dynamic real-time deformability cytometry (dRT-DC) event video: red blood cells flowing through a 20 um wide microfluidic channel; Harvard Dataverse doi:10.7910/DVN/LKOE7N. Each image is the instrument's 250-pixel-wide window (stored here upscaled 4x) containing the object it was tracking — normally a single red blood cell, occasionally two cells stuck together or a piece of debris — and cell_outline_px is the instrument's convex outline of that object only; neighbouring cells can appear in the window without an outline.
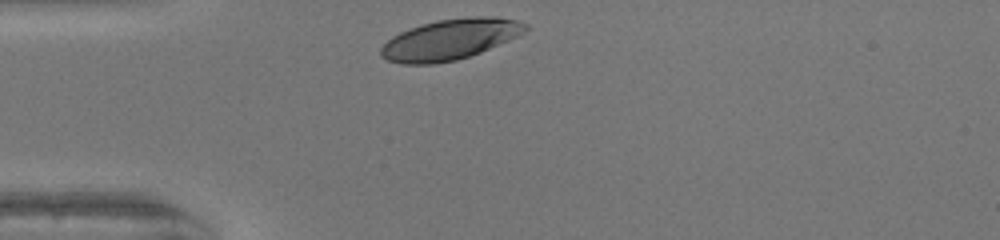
{"species": "human", "species_latin": "Homo sapiens", "temperature_condition": "warm", "stored_images_in_passage": 28, "camera_frame_rate_fps": 3000, "um_per_image_px": 0.085, "donor": {"sex": "female"}, "frame": {"image": 1, "passage_image": 1, "time_ms": 0.0, "image_size_px": [1000, 240], "cell_outline_px": [[528, 28], [524, 32], [516, 36], [480, 52], [456, 60], [436, 64], [400, 64], [388, 60], [380, 56], [380, 48], [392, 36], [400, 32], [436, 20], [472, 16], [496, 16], [516, 20], [528, 24]], "centroid_in_image_um": [38.23, 3.35], "position_along_channel_um": 46.8, "area_um2": 33.99}}
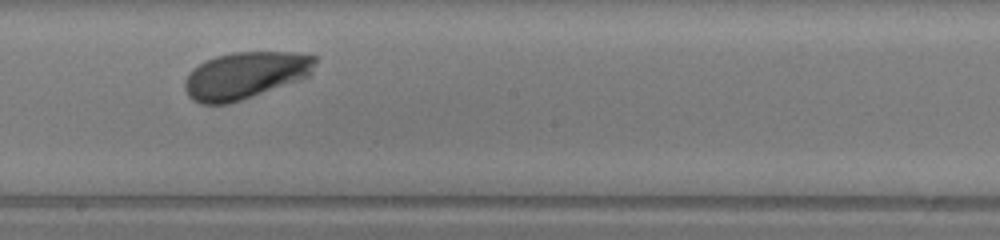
{"frame": {"image": 2, "passage_image": 16, "time_ms": 5.0, "image_size_px": [1000, 240], "cell_outline_px": [[316, 60], [312, 76], [228, 104], [200, 104], [192, 100], [188, 96], [184, 88], [184, 80], [188, 72], [192, 68], [204, 60], [216, 56], [232, 52], [292, 52], [316, 56]], "centroid_in_image_um": [20.83, 6.4], "position_along_channel_um": 227.4, "area_um2": 36.07}}
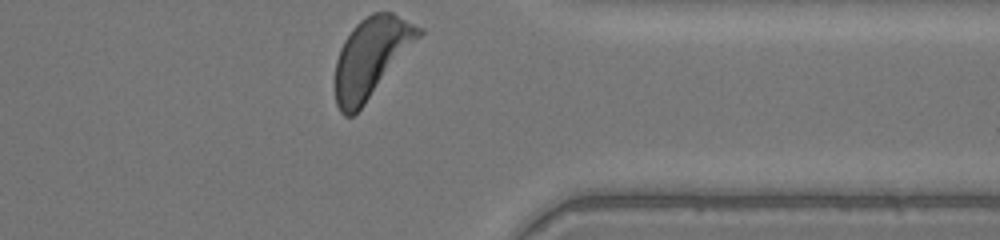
{"frame": {"image": 3, "passage_image": 28, "time_ms": 9.0, "image_size_px": [1000, 240], "cell_outline_px": [[424, 32], [364, 104], [352, 116], [344, 116], [340, 112], [336, 104], [332, 84], [336, 60], [340, 48], [344, 40], [352, 28], [360, 20], [372, 12], [392, 12], [424, 28]], "centroid_in_image_um": [31.5, 4.87], "position_along_channel_um": 379.9, "area_um2": 38.84}, "authors_computed_cell_mechanics": {"area_um2": 35.6337, "velocity_mm_per_s": 4.0061, "shape_relaxation_time_tau1_ms": 0.8872, "shape_relaxation_time_tau2_ms": null, "deformation_change_tau1": 0.0775, "deformation_change_tau2": null}}